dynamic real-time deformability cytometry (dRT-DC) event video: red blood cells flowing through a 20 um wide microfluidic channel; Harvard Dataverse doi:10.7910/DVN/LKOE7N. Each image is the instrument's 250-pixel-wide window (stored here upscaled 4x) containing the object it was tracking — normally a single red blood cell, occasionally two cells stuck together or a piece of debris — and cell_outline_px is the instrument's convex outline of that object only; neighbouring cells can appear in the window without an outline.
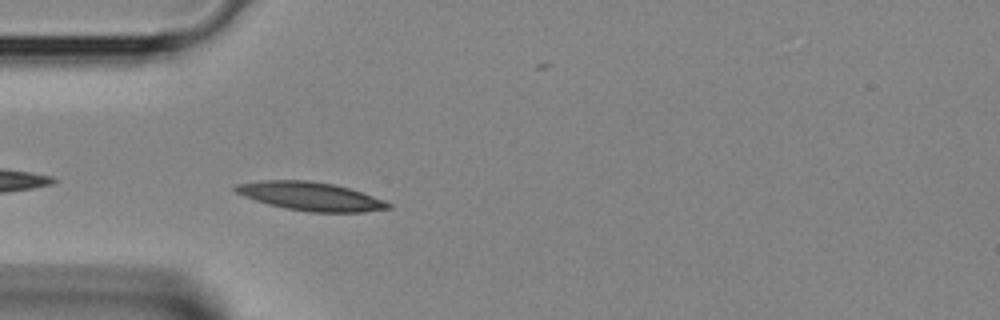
{"species": "Egyptian fruit bat (a non-hibernating species)", "species_latin": "Rousettus aegyptiacus", "temperature_condition": "room temperature", "stored_images_in_passage": 21, "camera_frame_rate_fps": 3000, "um_per_image_px": 0.085, "animal": {"sex": "female"}, "frame": {"image": 1, "passage_image": 2, "time_ms": 0.333, "image_size_px": [1000, 320], "cell_outline_px": [[392, 208], [364, 212], [308, 212], [268, 204], [244, 196], [236, 192], [232, 188], [236, 184], [260, 180], [308, 180], [336, 184], [384, 200], [392, 204]], "centroid_in_image_um": [26.4, 16.68], "position_along_channel_um": 58.6, "area_um2": 25.32}}
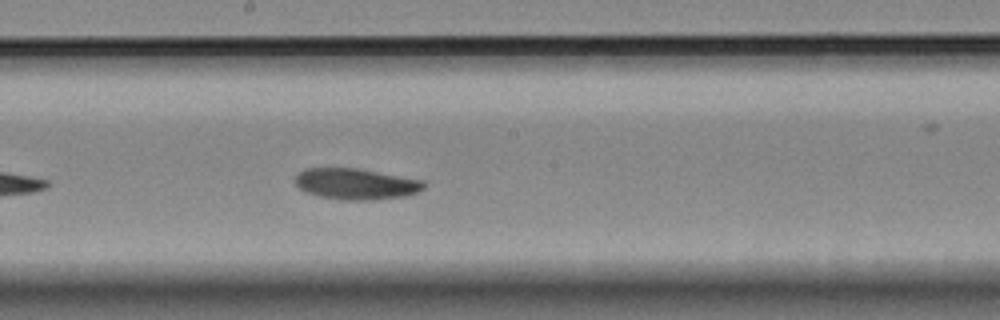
{"frame": {"image": 2, "passage_image": 12, "time_ms": 3.667, "image_size_px": [1000, 320], "cell_outline_px": [[428, 184], [424, 188], [416, 192], [404, 196], [372, 200], [344, 200], [320, 196], [308, 192], [300, 188], [296, 184], [296, 176], [304, 168], [356, 168], [424, 180]], "centroid_in_image_um": [30.29, 15.63], "position_along_channel_um": 217.9, "area_um2": 23.12}}
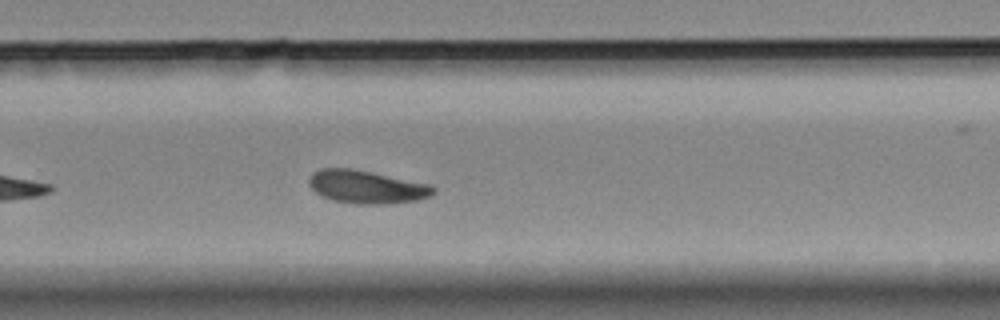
{"frame": {"image": 3, "passage_image": 17, "time_ms": 5.333, "image_size_px": [1000, 320], "cell_outline_px": [[436, 192], [432, 196], [416, 200], [388, 204], [356, 204], [332, 200], [316, 192], [308, 184], [308, 176], [312, 172], [320, 168], [352, 168], [432, 184], [436, 188]], "centroid_in_image_um": [31.18, 15.88], "position_along_channel_um": 298.6, "area_um2": 24.28}}